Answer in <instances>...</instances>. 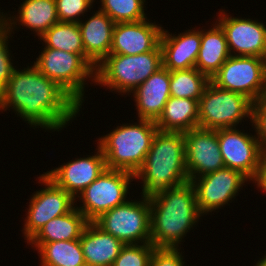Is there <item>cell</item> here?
<instances>
[{
    "instance_id": "1",
    "label": "cell",
    "mask_w": 266,
    "mask_h": 266,
    "mask_svg": "<svg viewBox=\"0 0 266 266\" xmlns=\"http://www.w3.org/2000/svg\"><path fill=\"white\" fill-rule=\"evenodd\" d=\"M10 111L27 128L56 132L54 135L68 129L83 113L82 107L56 82L42 75L31 60L14 69L0 94V114Z\"/></svg>"
},
{
    "instance_id": "2",
    "label": "cell",
    "mask_w": 266,
    "mask_h": 266,
    "mask_svg": "<svg viewBox=\"0 0 266 266\" xmlns=\"http://www.w3.org/2000/svg\"><path fill=\"white\" fill-rule=\"evenodd\" d=\"M149 202L150 236L155 247L183 248L186 238L188 241L187 236L199 225L201 227L205 218L199 211L195 189L190 181L168 189Z\"/></svg>"
},
{
    "instance_id": "3",
    "label": "cell",
    "mask_w": 266,
    "mask_h": 266,
    "mask_svg": "<svg viewBox=\"0 0 266 266\" xmlns=\"http://www.w3.org/2000/svg\"><path fill=\"white\" fill-rule=\"evenodd\" d=\"M186 182H189V179L186 171L184 133L157 131L144 164L135 174V187L141 189L135 188V191L150 200Z\"/></svg>"
},
{
    "instance_id": "4",
    "label": "cell",
    "mask_w": 266,
    "mask_h": 266,
    "mask_svg": "<svg viewBox=\"0 0 266 266\" xmlns=\"http://www.w3.org/2000/svg\"><path fill=\"white\" fill-rule=\"evenodd\" d=\"M134 119L115 124L93 142L101 148L106 168L135 175L144 164L158 127L155 121Z\"/></svg>"
},
{
    "instance_id": "5",
    "label": "cell",
    "mask_w": 266,
    "mask_h": 266,
    "mask_svg": "<svg viewBox=\"0 0 266 266\" xmlns=\"http://www.w3.org/2000/svg\"><path fill=\"white\" fill-rule=\"evenodd\" d=\"M163 67L160 44L137 55L109 54L95 69V88L126 99L149 76ZM124 96V97H123Z\"/></svg>"
},
{
    "instance_id": "6",
    "label": "cell",
    "mask_w": 266,
    "mask_h": 266,
    "mask_svg": "<svg viewBox=\"0 0 266 266\" xmlns=\"http://www.w3.org/2000/svg\"><path fill=\"white\" fill-rule=\"evenodd\" d=\"M40 51L36 59H32V64L42 75L62 87L84 110V104H88L85 92L95 86V69L80 54L52 48H41Z\"/></svg>"
},
{
    "instance_id": "7",
    "label": "cell",
    "mask_w": 266,
    "mask_h": 266,
    "mask_svg": "<svg viewBox=\"0 0 266 266\" xmlns=\"http://www.w3.org/2000/svg\"><path fill=\"white\" fill-rule=\"evenodd\" d=\"M132 182H135V175L132 173L106 168L76 196L75 207L89 222H94L103 213L132 197L136 192L133 188L136 183Z\"/></svg>"
},
{
    "instance_id": "8",
    "label": "cell",
    "mask_w": 266,
    "mask_h": 266,
    "mask_svg": "<svg viewBox=\"0 0 266 266\" xmlns=\"http://www.w3.org/2000/svg\"><path fill=\"white\" fill-rule=\"evenodd\" d=\"M252 106L253 102L244 95L209 82L199 100L198 127L221 129L252 124Z\"/></svg>"
},
{
    "instance_id": "9",
    "label": "cell",
    "mask_w": 266,
    "mask_h": 266,
    "mask_svg": "<svg viewBox=\"0 0 266 266\" xmlns=\"http://www.w3.org/2000/svg\"><path fill=\"white\" fill-rule=\"evenodd\" d=\"M40 188L28 196L27 207L23 210L21 238L27 244L39 230L53 218L69 213L75 207V198L58 187L44 173L34 178ZM29 204V205H28ZM27 210V211H26Z\"/></svg>"
},
{
    "instance_id": "10",
    "label": "cell",
    "mask_w": 266,
    "mask_h": 266,
    "mask_svg": "<svg viewBox=\"0 0 266 266\" xmlns=\"http://www.w3.org/2000/svg\"><path fill=\"white\" fill-rule=\"evenodd\" d=\"M135 193L136 198L132 195L125 203L108 210L94 221L105 233L125 245L151 243L150 202Z\"/></svg>"
},
{
    "instance_id": "11",
    "label": "cell",
    "mask_w": 266,
    "mask_h": 266,
    "mask_svg": "<svg viewBox=\"0 0 266 266\" xmlns=\"http://www.w3.org/2000/svg\"><path fill=\"white\" fill-rule=\"evenodd\" d=\"M190 182L195 189L199 211L204 217L207 216V219L209 215L212 218L215 212L217 215L220 210L232 208L230 203L236 205V197L242 194V191L247 193L245 189H248V185L252 186V182L240 171L226 167L193 178Z\"/></svg>"
},
{
    "instance_id": "12",
    "label": "cell",
    "mask_w": 266,
    "mask_h": 266,
    "mask_svg": "<svg viewBox=\"0 0 266 266\" xmlns=\"http://www.w3.org/2000/svg\"><path fill=\"white\" fill-rule=\"evenodd\" d=\"M210 82L218 88L242 94L255 102L265 92L266 59L231 55Z\"/></svg>"
},
{
    "instance_id": "13",
    "label": "cell",
    "mask_w": 266,
    "mask_h": 266,
    "mask_svg": "<svg viewBox=\"0 0 266 266\" xmlns=\"http://www.w3.org/2000/svg\"><path fill=\"white\" fill-rule=\"evenodd\" d=\"M221 7L213 19L225 33L230 55L266 59V22L258 16H234L236 13L230 14L225 7Z\"/></svg>"
},
{
    "instance_id": "14",
    "label": "cell",
    "mask_w": 266,
    "mask_h": 266,
    "mask_svg": "<svg viewBox=\"0 0 266 266\" xmlns=\"http://www.w3.org/2000/svg\"><path fill=\"white\" fill-rule=\"evenodd\" d=\"M216 131L225 167L240 171L252 182L258 174L263 157L253 125Z\"/></svg>"
},
{
    "instance_id": "15",
    "label": "cell",
    "mask_w": 266,
    "mask_h": 266,
    "mask_svg": "<svg viewBox=\"0 0 266 266\" xmlns=\"http://www.w3.org/2000/svg\"><path fill=\"white\" fill-rule=\"evenodd\" d=\"M95 150L86 155L80 154L79 156L67 158L62 164L59 162L57 167L48 168L43 172L50 178L58 187L70 193L74 198L95 181L98 176L106 169L105 157L101 148L96 144ZM83 155V156H82ZM64 162V163H63ZM61 164V165H60Z\"/></svg>"
},
{
    "instance_id": "16",
    "label": "cell",
    "mask_w": 266,
    "mask_h": 266,
    "mask_svg": "<svg viewBox=\"0 0 266 266\" xmlns=\"http://www.w3.org/2000/svg\"><path fill=\"white\" fill-rule=\"evenodd\" d=\"M19 3L17 10L13 7L15 11H5L0 7V21L13 38L21 30H30L27 34L37 40L59 22L55 0H20Z\"/></svg>"
},
{
    "instance_id": "17",
    "label": "cell",
    "mask_w": 266,
    "mask_h": 266,
    "mask_svg": "<svg viewBox=\"0 0 266 266\" xmlns=\"http://www.w3.org/2000/svg\"><path fill=\"white\" fill-rule=\"evenodd\" d=\"M188 179L225 168L216 129L196 127L184 132Z\"/></svg>"
},
{
    "instance_id": "18",
    "label": "cell",
    "mask_w": 266,
    "mask_h": 266,
    "mask_svg": "<svg viewBox=\"0 0 266 266\" xmlns=\"http://www.w3.org/2000/svg\"><path fill=\"white\" fill-rule=\"evenodd\" d=\"M152 18L115 23L110 54L137 55L153 51L160 44L164 26Z\"/></svg>"
},
{
    "instance_id": "19",
    "label": "cell",
    "mask_w": 266,
    "mask_h": 266,
    "mask_svg": "<svg viewBox=\"0 0 266 266\" xmlns=\"http://www.w3.org/2000/svg\"><path fill=\"white\" fill-rule=\"evenodd\" d=\"M183 32H170L163 27L160 47L163 67L169 71L194 68L201 44V27L190 25Z\"/></svg>"
},
{
    "instance_id": "20",
    "label": "cell",
    "mask_w": 266,
    "mask_h": 266,
    "mask_svg": "<svg viewBox=\"0 0 266 266\" xmlns=\"http://www.w3.org/2000/svg\"><path fill=\"white\" fill-rule=\"evenodd\" d=\"M129 97L128 100L131 99L134 102L132 106H135L134 118L156 121L170 97V71L161 67L129 94Z\"/></svg>"
},
{
    "instance_id": "21",
    "label": "cell",
    "mask_w": 266,
    "mask_h": 266,
    "mask_svg": "<svg viewBox=\"0 0 266 266\" xmlns=\"http://www.w3.org/2000/svg\"><path fill=\"white\" fill-rule=\"evenodd\" d=\"M95 8L80 20L78 26L85 55L97 66L110 54L115 22L99 8Z\"/></svg>"
},
{
    "instance_id": "22",
    "label": "cell",
    "mask_w": 266,
    "mask_h": 266,
    "mask_svg": "<svg viewBox=\"0 0 266 266\" xmlns=\"http://www.w3.org/2000/svg\"><path fill=\"white\" fill-rule=\"evenodd\" d=\"M210 22L206 21L205 26L201 24V44L195 65V68L209 79L231 56L221 26L215 20Z\"/></svg>"
},
{
    "instance_id": "23",
    "label": "cell",
    "mask_w": 266,
    "mask_h": 266,
    "mask_svg": "<svg viewBox=\"0 0 266 266\" xmlns=\"http://www.w3.org/2000/svg\"><path fill=\"white\" fill-rule=\"evenodd\" d=\"M86 266H112L125 245L111 234L105 233L94 222H89L81 237Z\"/></svg>"
},
{
    "instance_id": "24",
    "label": "cell",
    "mask_w": 266,
    "mask_h": 266,
    "mask_svg": "<svg viewBox=\"0 0 266 266\" xmlns=\"http://www.w3.org/2000/svg\"><path fill=\"white\" fill-rule=\"evenodd\" d=\"M88 223L84 214L74 207L69 213L48 221L26 244V248L35 252L43 243L80 239Z\"/></svg>"
},
{
    "instance_id": "25",
    "label": "cell",
    "mask_w": 266,
    "mask_h": 266,
    "mask_svg": "<svg viewBox=\"0 0 266 266\" xmlns=\"http://www.w3.org/2000/svg\"><path fill=\"white\" fill-rule=\"evenodd\" d=\"M198 121V100L170 96L155 125L161 132L184 133L198 127Z\"/></svg>"
},
{
    "instance_id": "26",
    "label": "cell",
    "mask_w": 266,
    "mask_h": 266,
    "mask_svg": "<svg viewBox=\"0 0 266 266\" xmlns=\"http://www.w3.org/2000/svg\"><path fill=\"white\" fill-rule=\"evenodd\" d=\"M35 42L42 48H52L80 54L94 69L96 66L86 57L78 23L58 22Z\"/></svg>"
},
{
    "instance_id": "27",
    "label": "cell",
    "mask_w": 266,
    "mask_h": 266,
    "mask_svg": "<svg viewBox=\"0 0 266 266\" xmlns=\"http://www.w3.org/2000/svg\"><path fill=\"white\" fill-rule=\"evenodd\" d=\"M34 253L39 266H86L80 239L43 243Z\"/></svg>"
},
{
    "instance_id": "28",
    "label": "cell",
    "mask_w": 266,
    "mask_h": 266,
    "mask_svg": "<svg viewBox=\"0 0 266 266\" xmlns=\"http://www.w3.org/2000/svg\"><path fill=\"white\" fill-rule=\"evenodd\" d=\"M210 79L195 67L170 71V96L200 100Z\"/></svg>"
},
{
    "instance_id": "29",
    "label": "cell",
    "mask_w": 266,
    "mask_h": 266,
    "mask_svg": "<svg viewBox=\"0 0 266 266\" xmlns=\"http://www.w3.org/2000/svg\"><path fill=\"white\" fill-rule=\"evenodd\" d=\"M148 0H95L97 8L106 13L115 23L137 22L150 17ZM147 11V12H146ZM149 14V15H148Z\"/></svg>"
},
{
    "instance_id": "30",
    "label": "cell",
    "mask_w": 266,
    "mask_h": 266,
    "mask_svg": "<svg viewBox=\"0 0 266 266\" xmlns=\"http://www.w3.org/2000/svg\"><path fill=\"white\" fill-rule=\"evenodd\" d=\"M13 42L16 41L10 35L8 28L0 21V94L4 91L14 69L19 65V57L17 60L14 55L17 56L21 53H13V51H16L14 47L12 48L13 45L11 44Z\"/></svg>"
},
{
    "instance_id": "31",
    "label": "cell",
    "mask_w": 266,
    "mask_h": 266,
    "mask_svg": "<svg viewBox=\"0 0 266 266\" xmlns=\"http://www.w3.org/2000/svg\"><path fill=\"white\" fill-rule=\"evenodd\" d=\"M152 243L124 245L112 266H150Z\"/></svg>"
},
{
    "instance_id": "32",
    "label": "cell",
    "mask_w": 266,
    "mask_h": 266,
    "mask_svg": "<svg viewBox=\"0 0 266 266\" xmlns=\"http://www.w3.org/2000/svg\"><path fill=\"white\" fill-rule=\"evenodd\" d=\"M59 22L79 23L95 6V0H55Z\"/></svg>"
},
{
    "instance_id": "33",
    "label": "cell",
    "mask_w": 266,
    "mask_h": 266,
    "mask_svg": "<svg viewBox=\"0 0 266 266\" xmlns=\"http://www.w3.org/2000/svg\"><path fill=\"white\" fill-rule=\"evenodd\" d=\"M184 247L170 248V247H155L150 266H194L195 264H187ZM197 266V265H195Z\"/></svg>"
},
{
    "instance_id": "34",
    "label": "cell",
    "mask_w": 266,
    "mask_h": 266,
    "mask_svg": "<svg viewBox=\"0 0 266 266\" xmlns=\"http://www.w3.org/2000/svg\"><path fill=\"white\" fill-rule=\"evenodd\" d=\"M252 125L263 156H266V100L262 97L253 102Z\"/></svg>"
},
{
    "instance_id": "35",
    "label": "cell",
    "mask_w": 266,
    "mask_h": 266,
    "mask_svg": "<svg viewBox=\"0 0 266 266\" xmlns=\"http://www.w3.org/2000/svg\"><path fill=\"white\" fill-rule=\"evenodd\" d=\"M252 185L251 187H254L253 190H257V191H253L255 194V192H260V194L266 196V156L262 157L261 163H260V167L258 170V174L256 176V178L252 181Z\"/></svg>"
},
{
    "instance_id": "36",
    "label": "cell",
    "mask_w": 266,
    "mask_h": 266,
    "mask_svg": "<svg viewBox=\"0 0 266 266\" xmlns=\"http://www.w3.org/2000/svg\"><path fill=\"white\" fill-rule=\"evenodd\" d=\"M264 252H265L264 254L262 252H260L261 253V255H260L261 257L256 256V257H258V259L254 260L256 263L253 262L254 263L253 266H266V251H264Z\"/></svg>"
},
{
    "instance_id": "37",
    "label": "cell",
    "mask_w": 266,
    "mask_h": 266,
    "mask_svg": "<svg viewBox=\"0 0 266 266\" xmlns=\"http://www.w3.org/2000/svg\"><path fill=\"white\" fill-rule=\"evenodd\" d=\"M263 98L266 100V84H265V92H264Z\"/></svg>"
}]
</instances>
